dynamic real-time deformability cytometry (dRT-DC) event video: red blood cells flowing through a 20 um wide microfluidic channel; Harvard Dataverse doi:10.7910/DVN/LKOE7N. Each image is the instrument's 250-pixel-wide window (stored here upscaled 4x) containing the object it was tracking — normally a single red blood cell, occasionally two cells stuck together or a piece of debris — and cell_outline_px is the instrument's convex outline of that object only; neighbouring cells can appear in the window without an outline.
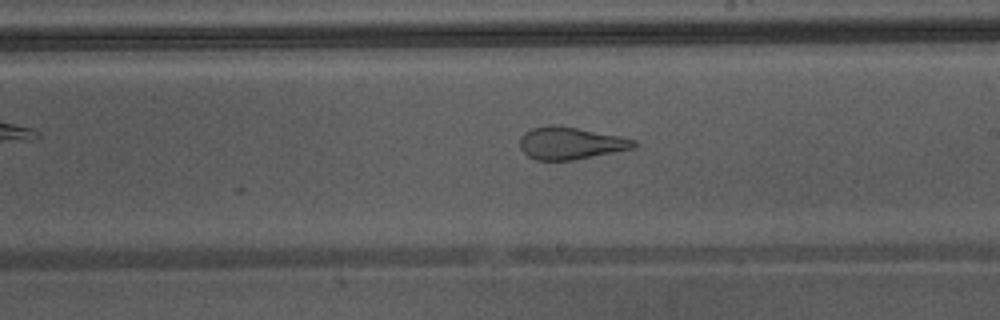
{"species": "Egyptian fruit bat (a non-hibernating species)", "species_latin": "Rousettus aegyptiacus", "temperature_condition": "warm", "stored_images_in_passage": 42, "camera_frame_rate_fps": 3000, "um_per_image_px": 0.085, "animal": {"sex": "male"}, "frame": {"image": 1, "passage_image": 24, "time_ms": 7.667, "image_size_px": [1000, 320], "cell_outline_px": [[640, 144], [636, 148], [572, 160], [536, 160], [528, 156], [520, 148], [520, 140], [524, 132], [532, 128], [548, 124], [556, 124], [620, 136], [636, 140]], "centroid_in_image_um": [48.51, 12.16], "position_along_channel_um": 240.5, "area_um2": 21.62}, "authors_computed_cell_mechanics": {"area_um2": 28.8133, "velocity_mm_per_s": 4.4184, "shape_relaxation_time_tau1_ms": null, "shape_relaxation_time_tau2_ms": 0.9116, "deformation_change_tau1": null, "deformation_change_tau2": 0.1008}}